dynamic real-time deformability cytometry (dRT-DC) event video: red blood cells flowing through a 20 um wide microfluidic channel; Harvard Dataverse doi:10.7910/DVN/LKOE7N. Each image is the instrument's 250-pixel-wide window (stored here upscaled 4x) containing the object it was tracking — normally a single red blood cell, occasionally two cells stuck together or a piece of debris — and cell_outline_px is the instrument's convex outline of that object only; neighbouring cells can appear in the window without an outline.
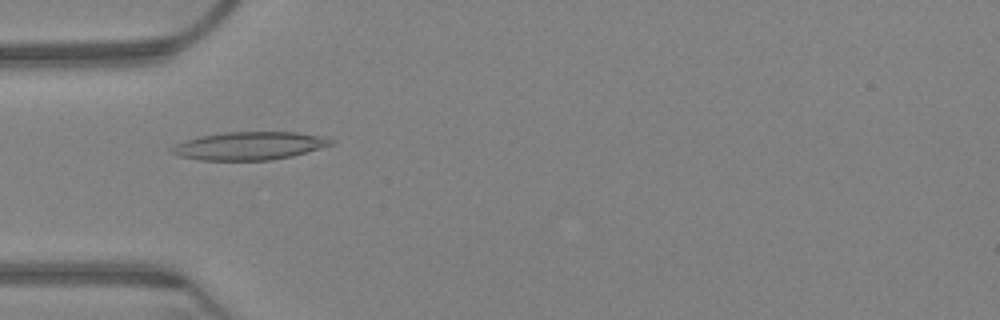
{"species": "Egyptian fruit bat (a non-hibernating species)", "species_latin": "Rousettus aegyptiacus", "temperature_condition": "warm", "stored_images_in_passage": 64, "camera_frame_rate_fps": 3000, "um_per_image_px": 0.085, "animal": {"sex": "female"}, "frame": {"image": 1, "passage_image": 20, "time_ms": 6.333, "image_size_px": [1000, 320], "cell_outline_px": [[336, 144], [292, 156], [272, 160], [200, 160], [180, 156], [168, 152], [168, 148], [176, 144], [200, 136], [224, 132], [296, 132], [336, 140]], "centroid_in_image_um": [21.19, 12.4], "position_along_channel_um": 63.8, "area_um2": 26.01}}
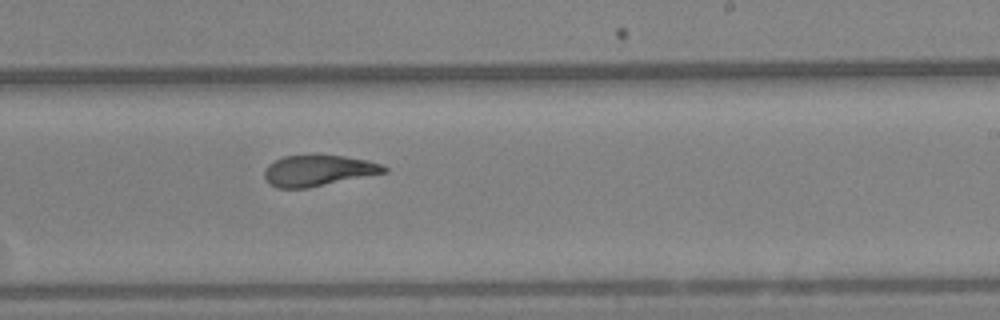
{"frame": {"image": 2, "passage_image": 39, "time_ms": 12.667, "image_size_px": [1000, 320], "cell_outline_px": [[388, 172], [308, 188], [276, 188], [268, 184], [264, 180], [264, 168], [268, 164], [284, 156], [344, 156], [368, 160], [384, 164], [388, 168]], "centroid_in_image_um": [27.05, 14.52], "position_along_channel_um": 262.0, "area_um2": 21.68}}
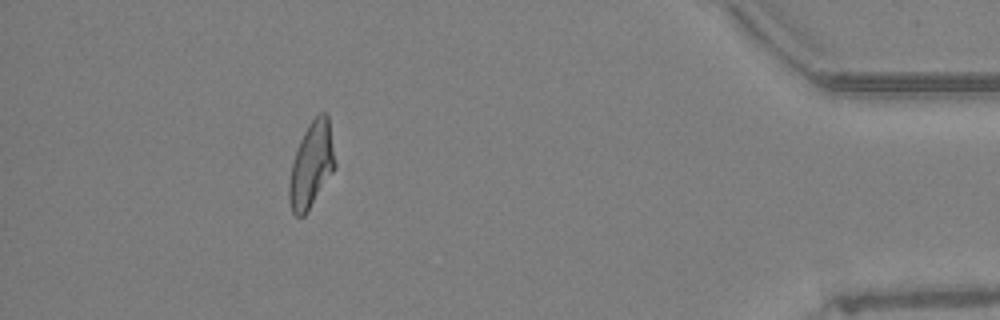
{"frame": {"image": 3, "passage_image": 58, "time_ms": 19.0, "image_size_px": [1000, 320], "cell_outline_px": [[336, 168], [304, 216], [296, 216], [292, 212], [288, 200], [288, 184], [292, 164], [300, 140], [308, 124], [320, 112], [324, 112], [328, 116], [336, 164]], "centroid_in_image_um": [26.47, 14.04], "position_along_channel_um": 408.7, "area_um2": 22.72}, "authors_computed_cell_mechanics": {"area_um2": 23.0044, "velocity_mm_per_s": 3.1502, "shape_relaxation_time_tau1_ms": null, "shape_relaxation_time_tau2_ms": 2.3639, "deformation_change_tau1": null, "deformation_change_tau2": 0.1076}}